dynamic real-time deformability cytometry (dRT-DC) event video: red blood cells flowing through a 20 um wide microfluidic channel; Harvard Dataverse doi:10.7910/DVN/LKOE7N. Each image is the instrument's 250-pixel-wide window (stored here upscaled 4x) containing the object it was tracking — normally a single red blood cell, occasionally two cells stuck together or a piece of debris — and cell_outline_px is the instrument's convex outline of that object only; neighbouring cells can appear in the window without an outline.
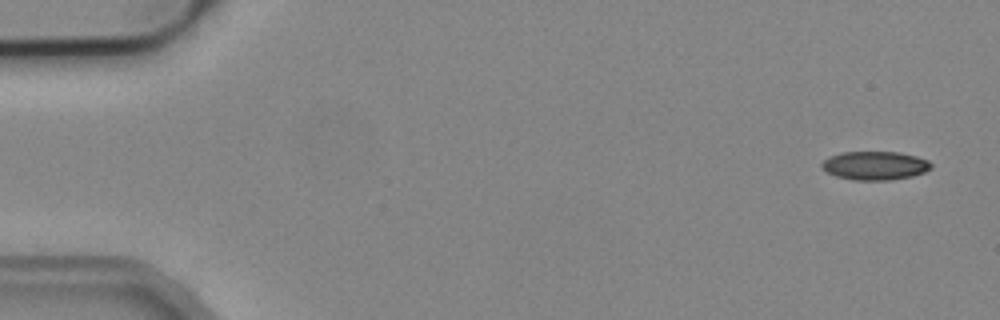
{"species": "common noctule bat (a hibernating species)", "species_latin": "Nyctalus noctula", "temperature_condition": "cold", "stored_images_in_passage": 4, "camera_frame_rate_fps": 3000, "um_per_image_px": 0.085, "animal": {"sex": "male", "body_mass_g": 19.2, "forearm_length_mm": 51.8}, "frame": {"image": 1, "passage_image": 1, "time_ms": 0.0, "image_size_px": [1000, 320], "cell_outline_px": [[932, 168], [924, 172], [912, 176], [892, 180], [852, 180], [836, 176], [820, 168], [820, 164], [828, 156], [840, 152], [900, 152], [916, 156], [928, 160], [932, 164]], "centroid_in_image_um": [74.35, 14.07], "position_along_channel_um": 10.6, "area_um2": 18.44}}
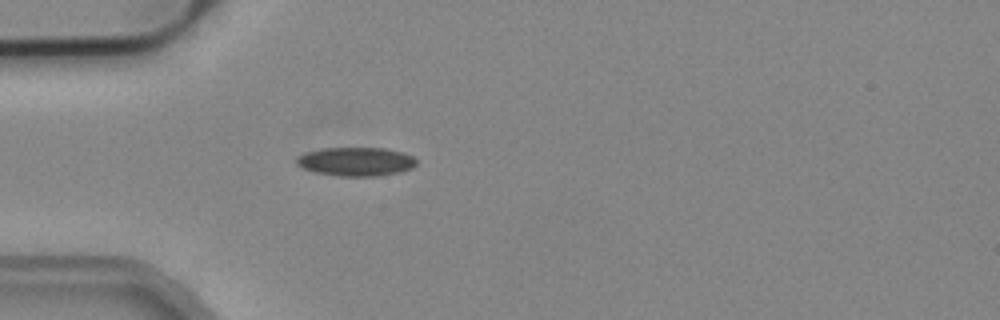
{"frame": {"image": 2, "passage_image": 4, "time_ms": 1.0, "image_size_px": [1000, 320], "cell_outline_px": [[416, 164], [412, 168], [400, 172], [376, 176], [340, 176], [316, 172], [304, 168], [296, 164], [296, 156], [304, 152], [324, 148], [384, 148], [404, 152], [412, 156], [416, 160]], "centroid_in_image_um": [30.25, 13.73], "position_along_channel_um": 54.7, "area_um2": 20.11}}